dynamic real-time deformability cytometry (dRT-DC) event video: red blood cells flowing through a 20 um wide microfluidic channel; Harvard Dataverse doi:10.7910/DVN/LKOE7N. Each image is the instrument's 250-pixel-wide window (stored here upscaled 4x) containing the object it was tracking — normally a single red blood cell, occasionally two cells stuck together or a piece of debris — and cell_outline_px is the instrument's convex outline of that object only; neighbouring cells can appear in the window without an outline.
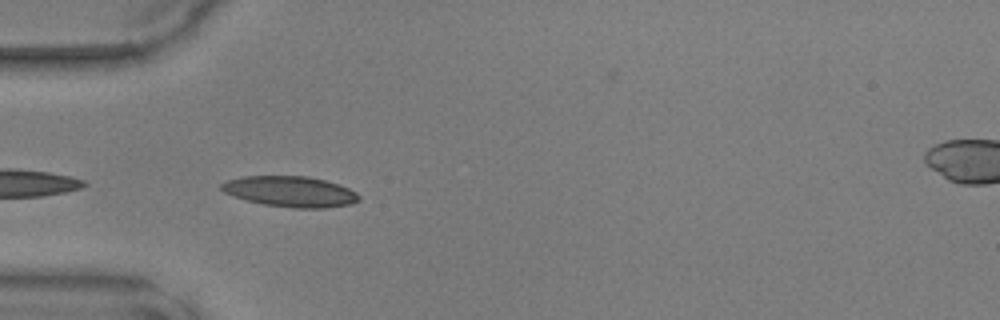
{"species": "common noctule bat (a hibernating species)", "species_latin": "Nyctalus noctula", "temperature_condition": "warm", "stored_images_in_passage": 33, "camera_frame_rate_fps": 3000, "um_per_image_px": 0.085, "animal": {"sex": "male", "body_mass_g": 17.9, "forearm_length_mm": 54.2}, "frame": {"image": 1, "passage_image": 1, "time_ms": 0.0, "image_size_px": [1000, 320], "cell_outline_px": [[360, 200], [352, 204], [324, 208], [292, 208], [264, 204], [248, 200], [224, 192], [220, 188], [220, 184], [228, 180], [240, 176], [308, 176], [324, 180], [348, 188], [356, 192], [360, 196]], "centroid_in_image_um": [24.69, 16.28], "position_along_channel_um": 60.3, "area_um2": 24.45}}
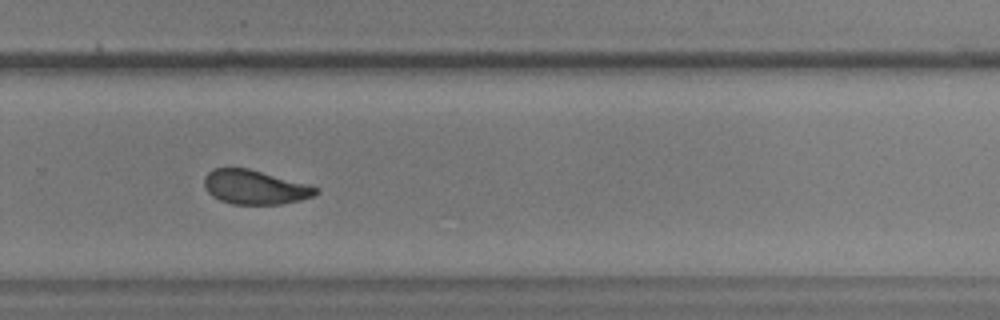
{"frame": {"image": 2, "passage_image": 19, "time_ms": 6.0, "image_size_px": [1000, 320], "cell_outline_px": [[320, 192], [312, 196], [300, 200], [280, 204], [232, 204], [220, 200], [212, 196], [204, 188], [204, 176], [212, 168], [248, 168], [320, 188]], "centroid_in_image_um": [21.63, 15.91], "position_along_channel_um": 308.2, "area_um2": 22.14}}
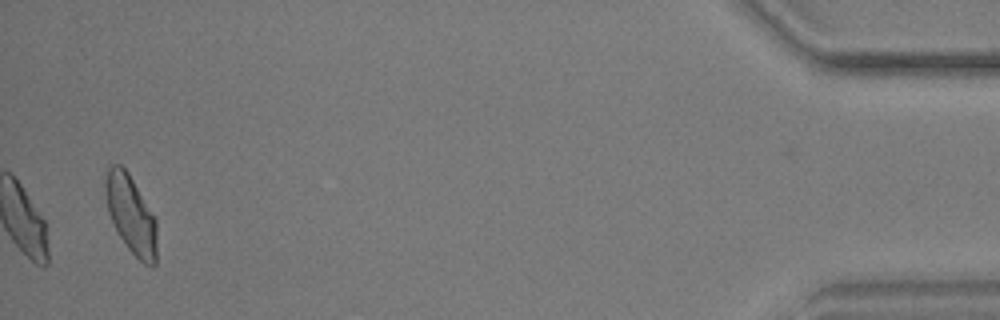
{"frame": {"image": 3, "passage_image": 33, "time_ms": 10.667, "image_size_px": [1000, 320], "cell_outline_px": [[156, 264], [152, 268], [144, 264], [124, 244], [108, 212], [104, 192], [104, 184], [108, 168], [112, 164], [120, 164], [128, 172], [156, 220]], "centroid_in_image_um": [11.12, 18.24], "position_along_channel_um": 424.1, "area_um2": 23.24}}